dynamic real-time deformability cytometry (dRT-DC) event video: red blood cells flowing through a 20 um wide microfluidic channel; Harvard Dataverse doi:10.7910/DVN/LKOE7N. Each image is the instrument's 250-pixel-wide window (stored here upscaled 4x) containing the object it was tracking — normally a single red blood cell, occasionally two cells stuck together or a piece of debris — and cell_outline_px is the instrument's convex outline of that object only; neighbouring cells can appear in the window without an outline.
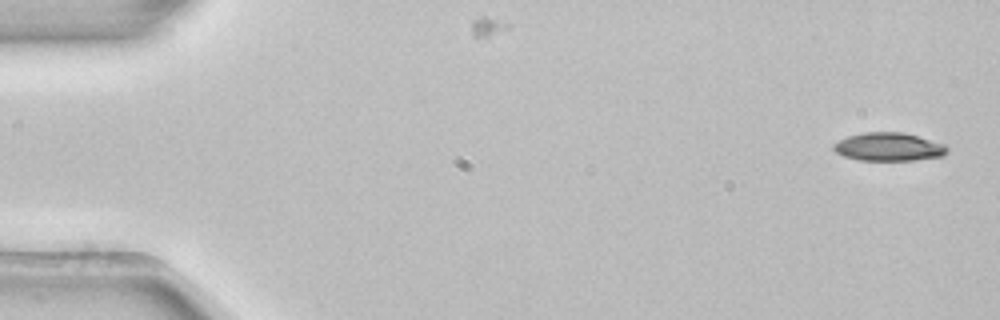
{"species": "common noctule bat (a hibernating species)", "species_latin": "Nyctalus noctula", "temperature_condition": "room temperature", "stored_images_in_passage": 4, "camera_frame_rate_fps": 3000, "um_per_image_px": 0.085, "animal": {"sex": "female", "body_mass_g": 22.7, "forearm_length_mm": 54.2}, "frame": {"image": 1, "passage_image": 1, "time_ms": 0.0, "image_size_px": [1000, 320], "cell_outline_px": [[948, 152], [944, 156], [912, 160], [860, 160], [844, 156], [836, 152], [832, 148], [832, 144], [848, 136], [864, 132], [904, 132], [944, 144], [948, 148]], "centroid_in_image_um": [75.54, 12.48], "position_along_channel_um": 9.5, "area_um2": 18.67}}
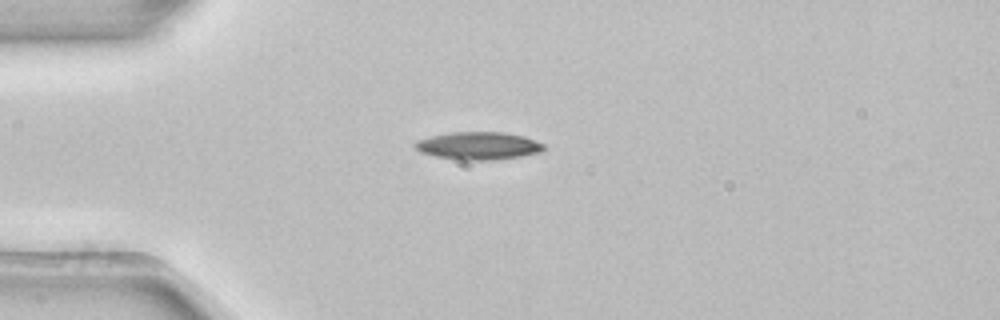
{"frame": {"image": 2, "passage_image": 4, "time_ms": 1.0, "image_size_px": [1000, 320], "cell_outline_px": [[544, 152], [520, 156], [492, 160], [460, 160], [436, 156], [420, 152], [412, 144], [416, 140], [432, 136], [452, 132], [504, 132], [524, 136], [544, 144]], "centroid_in_image_um": [40.67, 12.39], "position_along_channel_um": 44.3, "area_um2": 20.81}}